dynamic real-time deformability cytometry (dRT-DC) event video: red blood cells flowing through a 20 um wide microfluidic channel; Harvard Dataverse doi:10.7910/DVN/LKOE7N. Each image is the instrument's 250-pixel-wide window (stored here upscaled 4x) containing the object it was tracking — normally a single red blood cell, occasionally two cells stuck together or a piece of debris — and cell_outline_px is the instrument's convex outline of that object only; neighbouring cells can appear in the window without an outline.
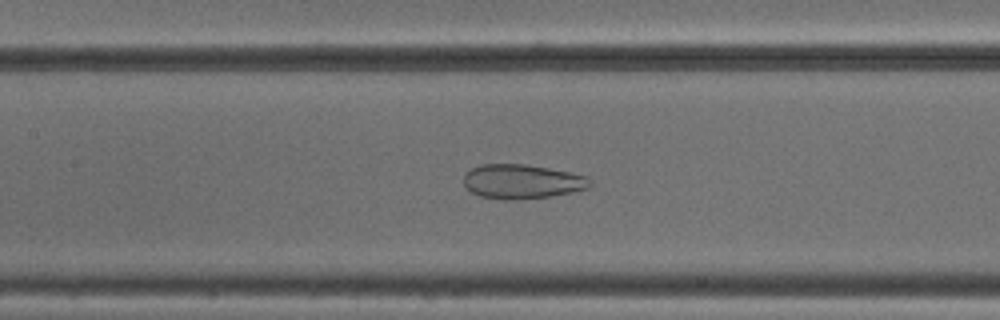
{"species": "common noctule bat (a hibernating species)", "species_latin": "Nyctalus noctula", "temperature_condition": "cold", "stored_images_in_passage": 37, "camera_frame_rate_fps": 3000, "um_per_image_px": 0.085, "animal": {"sex": "male", "body_mass_g": 18.8}, "frame": {"image": 1, "passage_image": 9, "time_ms": 2.667, "image_size_px": [1000, 320], "cell_outline_px": [[592, 184], [588, 188], [572, 192], [548, 196], [480, 196], [472, 192], [464, 184], [464, 172], [480, 164], [524, 164], [548, 168], [588, 176], [592, 180]], "centroid_in_image_um": [44.4, 15.36], "position_along_channel_um": 163.0, "area_um2": 24.16}}
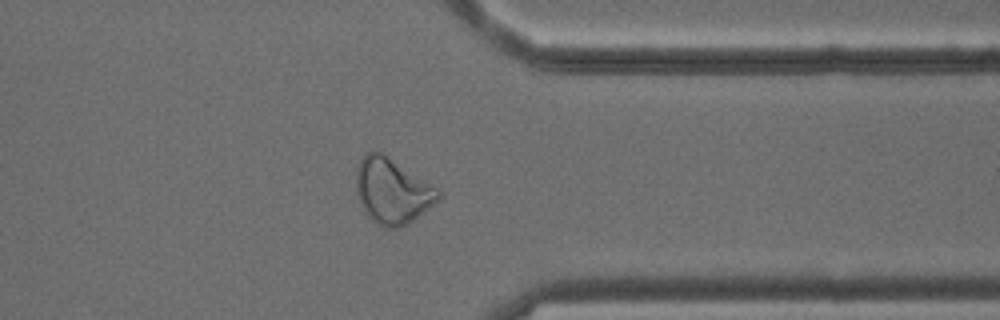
{"frame": {"image": 2, "passage_image": 26, "time_ms": 8.333, "image_size_px": [1000, 320], "cell_outline_px": [[444, 196], [440, 200], [408, 224], [400, 228], [384, 228], [376, 224], [364, 212], [360, 204], [356, 192], [356, 164], [364, 152], [372, 148], [384, 152], [444, 192]], "centroid_in_image_um": [33.34, 16.19], "position_along_channel_um": 378.1, "area_um2": 32.48}}
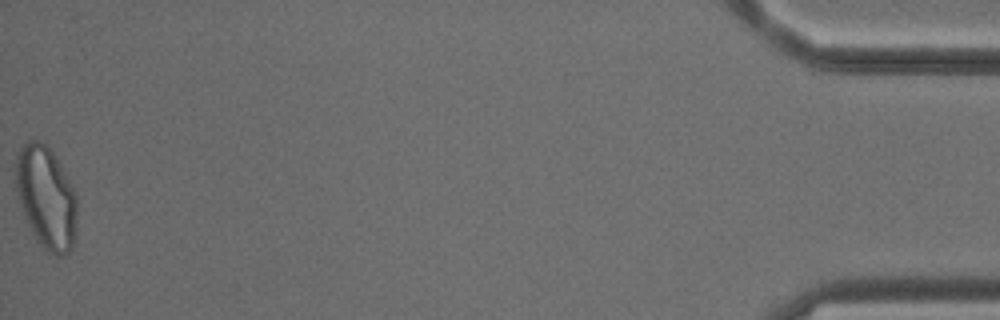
{"frame": {"image": 3, "passage_image": 37, "time_ms": 12.0, "image_size_px": [1000, 320], "cell_outline_px": [[76, 228], [72, 248], [64, 256], [56, 256], [44, 252], [36, 240], [24, 216], [16, 192], [16, 152], [28, 140], [40, 140], [48, 144], [76, 192]], "centroid_in_image_um": [3.92, 16.8], "position_along_channel_um": 431.3, "area_um2": 37.05}, "authors_computed_cell_mechanics": {"area_um2": 29.0156, "velocity_mm_per_s": 3.8813, "shape_relaxation_time_tau1_ms": null, "shape_relaxation_time_tau2_ms": 1.4196, "deformation_change_tau1": null, "deformation_change_tau2": 0.0812}}